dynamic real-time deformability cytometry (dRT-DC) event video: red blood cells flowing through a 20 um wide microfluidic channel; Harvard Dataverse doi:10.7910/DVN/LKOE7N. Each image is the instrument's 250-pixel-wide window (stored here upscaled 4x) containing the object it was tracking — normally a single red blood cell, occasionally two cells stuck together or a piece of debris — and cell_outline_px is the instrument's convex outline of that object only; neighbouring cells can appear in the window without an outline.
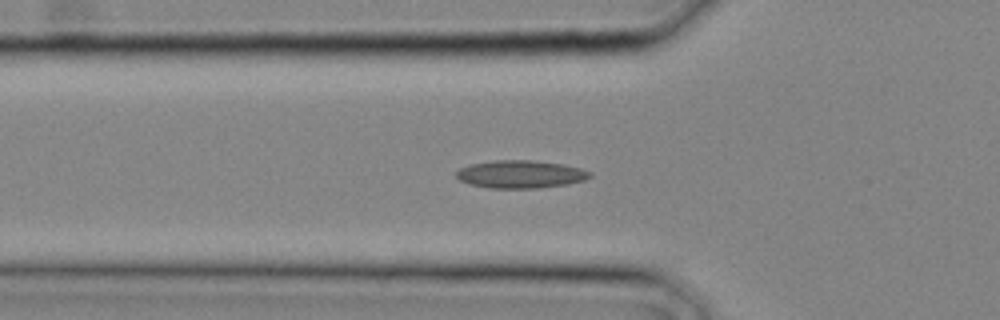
{"species": "common noctule bat (a hibernating species)", "species_latin": "Nyctalus noctula", "temperature_condition": "cold", "stored_images_in_passage": 15, "camera_frame_rate_fps": 3000, "um_per_image_px": 0.085, "animal": {"sex": "male", "body_mass_g": 20.4}, "frame": {"image": 1, "passage_image": 9, "time_ms": 2.667, "image_size_px": [1000, 320], "cell_outline_px": [[592, 176], [584, 180], [568, 184], [540, 188], [488, 188], [468, 184], [460, 180], [456, 176], [456, 172], [460, 168], [472, 164], [496, 160], [532, 160], [560, 164], [580, 168], [592, 172]], "centroid_in_image_um": [44.25, 14.82], "position_along_channel_um": 81.6, "area_um2": 21.62}}
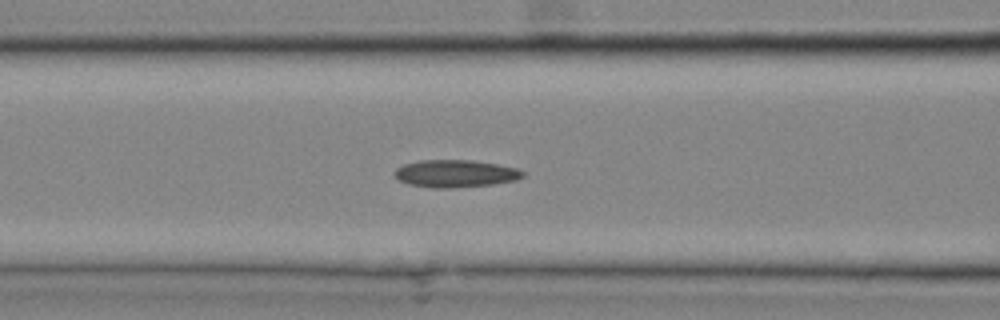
{"frame": {"image": 2, "passage_image": 11, "time_ms": 3.333, "image_size_px": [1000, 320], "cell_outline_px": [[524, 176], [516, 180], [492, 184], [452, 188], [432, 188], [408, 184], [400, 180], [392, 172], [396, 168], [404, 164], [420, 160], [472, 160], [496, 164], [516, 168], [524, 172]], "centroid_in_image_um": [38.68, 14.75], "position_along_channel_um": 127.9, "area_um2": 20.46}}
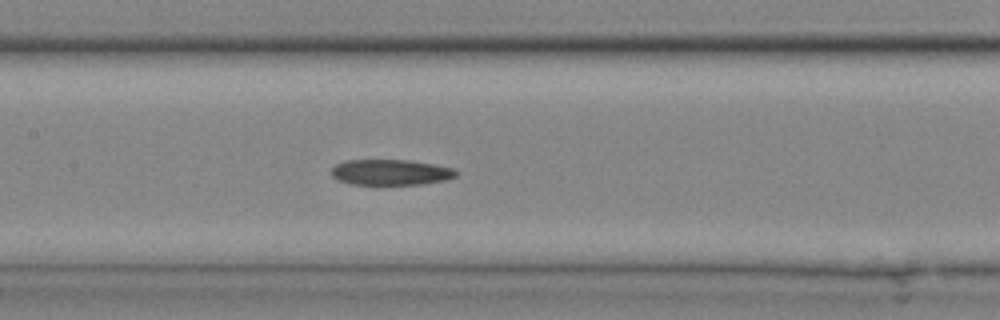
{"frame": {"image": 3, "passage_image": 13, "time_ms": 4.0, "image_size_px": [1000, 320], "cell_outline_px": [[460, 172], [456, 176], [444, 180], [424, 184], [352, 184], [340, 180], [332, 176], [332, 168], [336, 164], [344, 160], [408, 160], [432, 164], [452, 168]], "centroid_in_image_um": [33.22, 14.64], "position_along_channel_um": 174.2, "area_um2": 18.5}}